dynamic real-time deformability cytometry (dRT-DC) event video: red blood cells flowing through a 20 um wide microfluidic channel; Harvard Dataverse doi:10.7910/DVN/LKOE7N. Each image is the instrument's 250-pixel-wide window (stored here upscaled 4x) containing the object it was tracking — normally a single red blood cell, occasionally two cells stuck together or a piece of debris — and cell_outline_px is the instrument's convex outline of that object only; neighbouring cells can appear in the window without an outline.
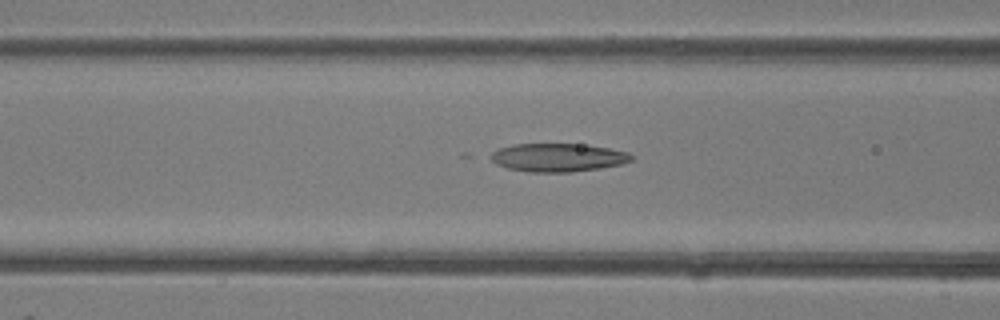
{"species": "common noctule bat (a hibernating species)", "species_latin": "Nyctalus noctula", "temperature_condition": "room temperature", "stored_images_in_passage": 35, "camera_frame_rate_fps": 3000, "um_per_image_px": 0.085, "animal": {"sex": "female"}, "frame": {"image": 1, "passage_image": 11, "time_ms": 3.333, "image_size_px": [1000, 320], "cell_outline_px": [[632, 160], [620, 164], [600, 168], [572, 172], [528, 172], [508, 168], [496, 164], [484, 156], [500, 148], [516, 144], [580, 144], [608, 148], [628, 152], [632, 156]], "centroid_in_image_um": [47.35, 13.39], "position_along_channel_um": 119.2, "area_um2": 23.24}}
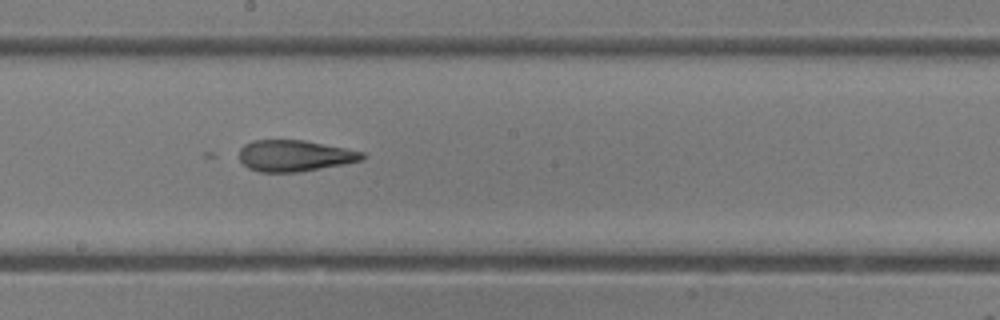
{"frame": {"image": 2, "passage_image": 17, "time_ms": 5.333, "image_size_px": [1000, 320], "cell_outline_px": [[368, 156], [364, 160], [344, 164], [296, 172], [260, 172], [248, 168], [240, 160], [240, 148], [244, 144], [252, 140], [304, 140], [364, 152]], "centroid_in_image_um": [25.06, 13.23], "position_along_channel_um": 223.1, "area_um2": 22.43}}
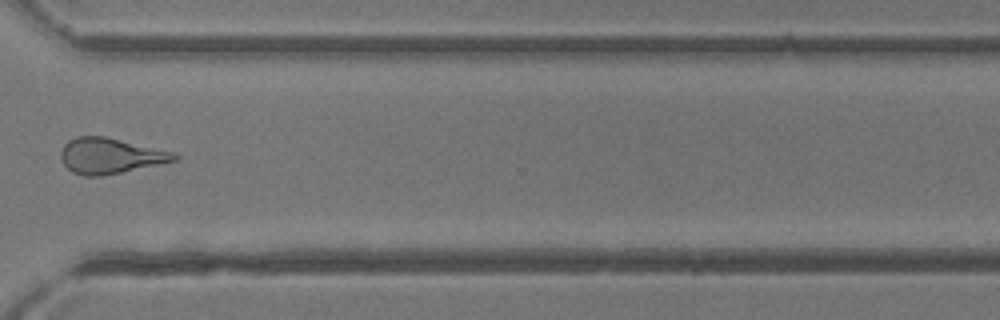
{"frame": {"image": 3, "passage_image": 25, "time_ms": 8.0, "image_size_px": [1000, 320], "cell_outline_px": [[180, 156], [176, 160], [120, 172], [100, 176], [84, 176], [72, 172], [64, 164], [60, 156], [60, 152], [64, 144], [68, 140], [76, 136], [104, 136], [176, 152]], "centroid_in_image_um": [9.35, 13.23], "position_along_channel_um": 361.2, "area_um2": 23.41}}